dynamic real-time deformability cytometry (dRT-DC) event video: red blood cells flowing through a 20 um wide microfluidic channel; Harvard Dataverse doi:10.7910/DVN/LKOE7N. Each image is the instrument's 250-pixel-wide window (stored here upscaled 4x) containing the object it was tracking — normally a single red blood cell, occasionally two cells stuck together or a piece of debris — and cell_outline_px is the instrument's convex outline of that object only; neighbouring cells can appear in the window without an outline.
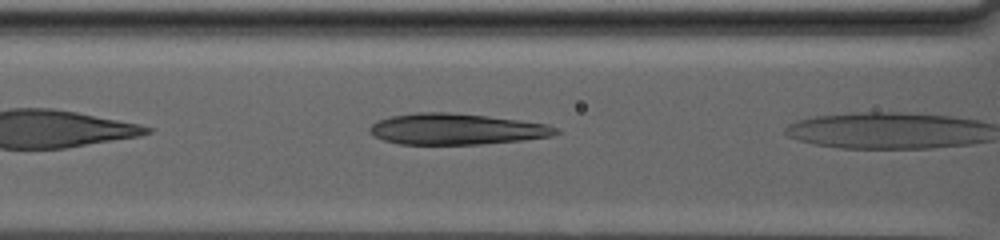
{"species": "human", "species_latin": "Homo sapiens", "temperature_condition": "warm", "stored_images_in_passage": 5, "camera_frame_rate_fps": 3000, "um_per_image_px": 0.085, "donor": {"sex": "male"}, "frame": {"image": 1, "passage_image": 4, "time_ms": 1.0, "image_size_px": [1000, 240], "cell_outline_px": [[560, 132], [552, 136], [524, 140], [480, 144], [396, 144], [384, 140], [368, 132], [368, 128], [376, 120], [392, 116], [416, 112], [448, 112], [488, 116], [548, 124], [556, 128]], "centroid_in_image_um": [38.77, 10.97], "position_along_channel_um": 127.8, "area_um2": 33.76}}